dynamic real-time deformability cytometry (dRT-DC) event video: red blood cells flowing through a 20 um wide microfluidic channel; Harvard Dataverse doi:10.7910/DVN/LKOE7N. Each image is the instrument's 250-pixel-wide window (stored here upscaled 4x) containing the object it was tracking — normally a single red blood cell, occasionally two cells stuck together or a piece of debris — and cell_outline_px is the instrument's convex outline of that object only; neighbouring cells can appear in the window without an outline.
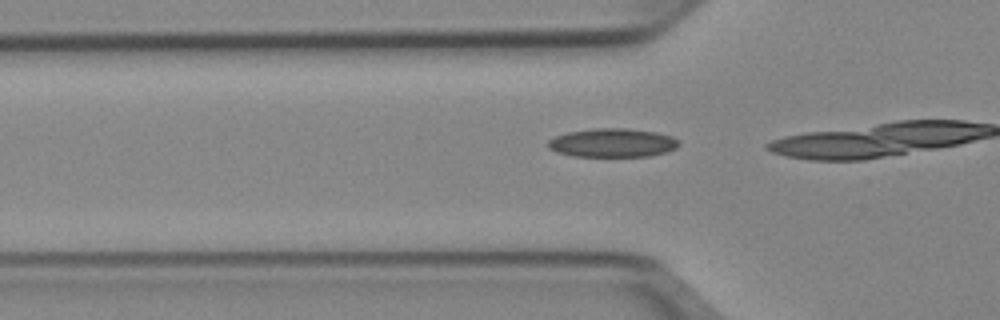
{"species": "Egyptian fruit bat (a non-hibernating species)", "species_latin": "Rousettus aegyptiacus", "temperature_condition": "cold", "stored_images_in_passage": 15, "camera_frame_rate_fps": 3000, "um_per_image_px": 0.085, "animal": {"sex": "female"}, "frame": {"image": 1, "passage_image": 13, "time_ms": 4.0, "image_size_px": [1000, 320], "cell_outline_px": [[680, 144], [676, 148], [664, 152], [648, 156], [572, 156], [556, 152], [548, 148], [548, 140], [556, 136], [568, 132], [592, 128], [628, 128], [656, 132], [672, 136], [680, 140]], "centroid_in_image_um": [52.06, 12.13], "position_along_channel_um": 73.7, "area_um2": 21.96}}